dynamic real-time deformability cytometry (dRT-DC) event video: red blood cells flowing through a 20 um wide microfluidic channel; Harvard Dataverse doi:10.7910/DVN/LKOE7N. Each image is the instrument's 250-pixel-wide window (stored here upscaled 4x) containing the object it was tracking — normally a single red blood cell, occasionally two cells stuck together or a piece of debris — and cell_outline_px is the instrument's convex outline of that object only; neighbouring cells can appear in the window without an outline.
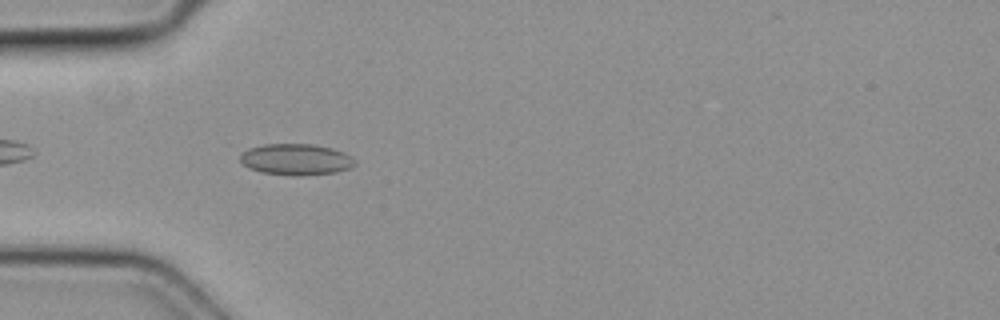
{"species": "common noctule bat (a hibernating species)", "species_latin": "Nyctalus noctula", "temperature_condition": "cold", "stored_images_in_passage": 39, "camera_frame_rate_fps": 3000, "um_per_image_px": 0.085, "animal": {"sex": "female", "body_mass_g": 19.3, "forearm_length_mm": 54.1}, "frame": {"image": 1, "passage_image": 4, "time_ms": 1.0, "image_size_px": [1000, 320], "cell_outline_px": [[356, 164], [352, 168], [336, 172], [296, 176], [292, 176], [260, 172], [248, 168], [240, 160], [240, 156], [248, 148], [264, 144], [312, 144], [332, 148], [344, 152], [352, 156], [356, 160]], "centroid_in_image_um": [25.19, 13.55], "position_along_channel_um": 59.8, "area_um2": 21.1}}
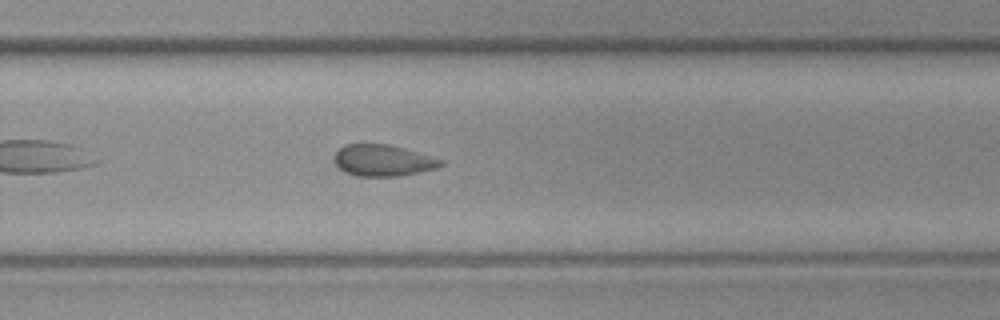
{"frame": {"image": 2, "passage_image": 22, "time_ms": 7.0, "image_size_px": [1000, 320], "cell_outline_px": [[444, 164], [436, 168], [420, 172], [400, 176], [356, 176], [344, 172], [332, 160], [332, 156], [344, 144], [388, 144], [404, 148], [444, 160]], "centroid_in_image_um": [32.52, 13.64], "position_along_channel_um": 297.3, "area_um2": 19.65}}
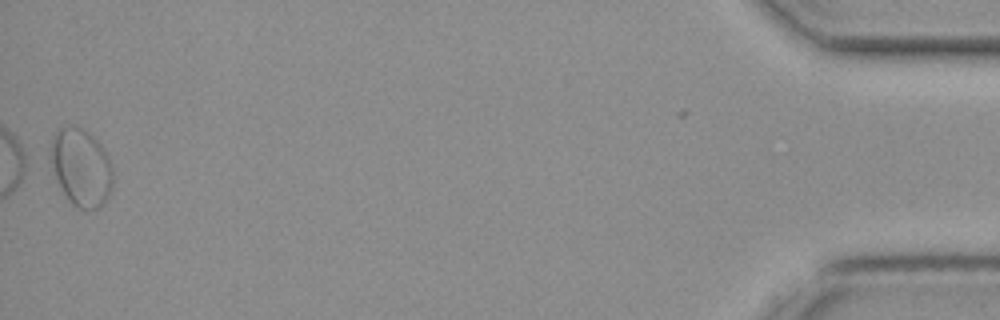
{"frame": {"image": 3, "passage_image": 39, "time_ms": 12.667, "image_size_px": [1000, 320], "cell_outline_px": [[112, 188], [108, 196], [100, 208], [80, 208], [72, 204], [68, 200], [56, 176], [48, 156], [52, 136], [60, 128], [80, 128], [92, 136], [100, 144], [112, 168]], "centroid_in_image_um": [6.87, 14.24], "position_along_channel_um": 428.3, "area_um2": 27.51}}